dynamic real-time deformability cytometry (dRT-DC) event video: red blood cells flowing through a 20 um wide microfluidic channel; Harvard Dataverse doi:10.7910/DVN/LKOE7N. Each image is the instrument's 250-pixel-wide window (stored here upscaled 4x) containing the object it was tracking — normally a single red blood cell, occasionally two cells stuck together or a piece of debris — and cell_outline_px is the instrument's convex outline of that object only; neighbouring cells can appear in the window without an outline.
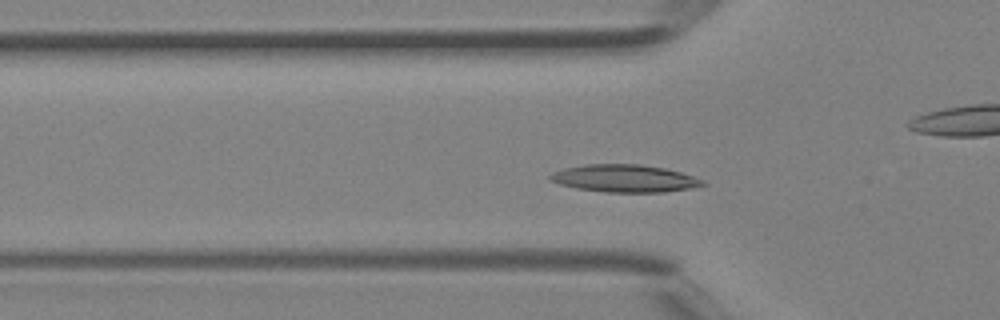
{"species": "Egyptian fruit bat (a non-hibernating species)", "species_latin": "Rousettus aegyptiacus", "temperature_condition": "room temperature", "stored_images_in_passage": 34, "camera_frame_rate_fps": 3000, "um_per_image_px": 0.085, "animal": {"sex": "female"}, "frame": {"image": 1, "passage_image": 5, "time_ms": 1.333, "image_size_px": [1000, 320], "cell_outline_px": [[708, 184], [688, 188], [664, 192], [604, 192], [576, 188], [560, 184], [548, 180], [548, 176], [552, 172], [564, 168], [584, 164], [640, 164], [664, 168], [680, 172], [704, 180]], "centroid_in_image_um": [53.04, 15.16], "position_along_channel_um": 72.8, "area_um2": 24.45}}
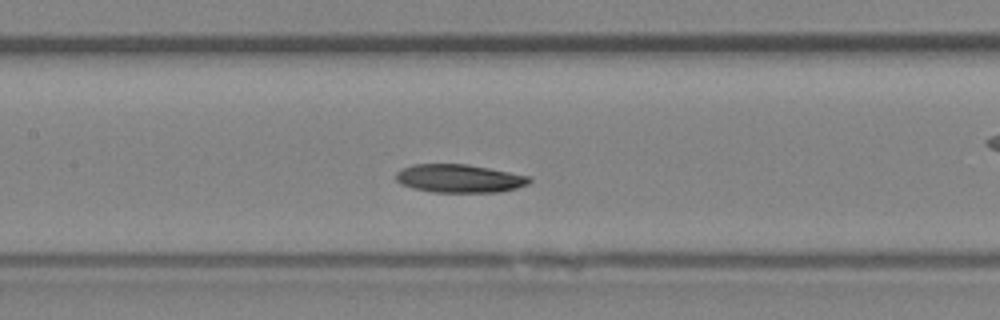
{"frame": {"image": 2, "passage_image": 11, "time_ms": 3.333, "image_size_px": [1000, 320], "cell_outline_px": [[532, 180], [528, 184], [516, 188], [500, 192], [432, 192], [412, 188], [400, 184], [396, 180], [396, 172], [400, 168], [412, 164], [468, 164], [532, 176]], "centroid_in_image_um": [39.04, 15.16], "position_along_channel_um": 168.4, "area_um2": 22.25}}
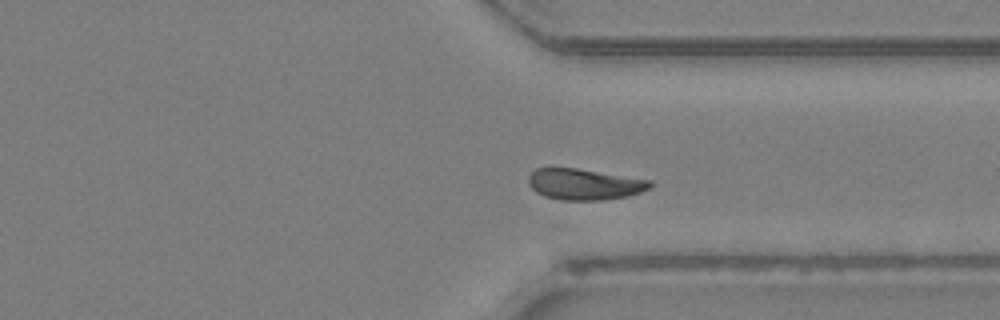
{"frame": {"image": 3, "passage_image": 23, "time_ms": 7.333, "image_size_px": [1000, 320], "cell_outline_px": [[652, 184], [648, 188], [640, 192], [628, 196], [604, 200], [560, 200], [544, 196], [536, 192], [528, 184], [528, 176], [536, 168], [576, 168], [652, 180]], "centroid_in_image_um": [49.65, 15.66], "position_along_channel_um": 361.7, "area_um2": 22.02}}